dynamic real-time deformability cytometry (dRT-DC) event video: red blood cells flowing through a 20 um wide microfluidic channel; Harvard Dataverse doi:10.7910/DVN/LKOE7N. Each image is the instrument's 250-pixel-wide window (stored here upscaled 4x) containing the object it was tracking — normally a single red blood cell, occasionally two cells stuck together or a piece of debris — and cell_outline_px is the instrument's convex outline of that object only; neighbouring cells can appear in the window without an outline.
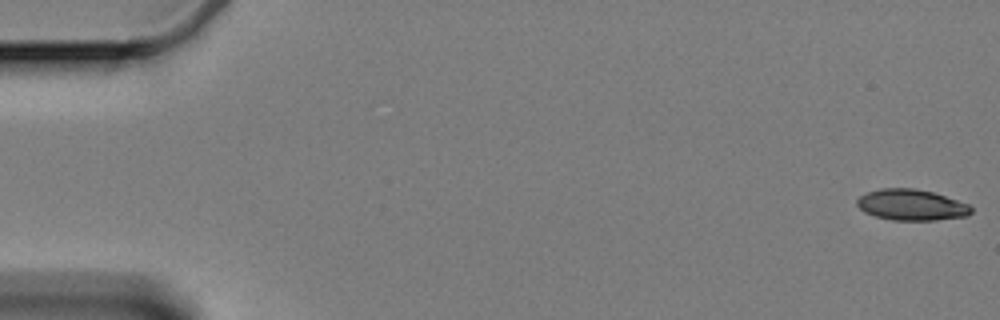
{"species": "Egyptian fruit bat (a non-hibernating species)", "species_latin": "Rousettus aegyptiacus", "temperature_condition": "cold", "stored_images_in_passage": 60, "camera_frame_rate_fps": 3000, "um_per_image_px": 0.085, "animal": {"sex": "female"}, "frame": {"image": 1, "passage_image": 1, "time_ms": 0.0, "image_size_px": [1000, 320], "cell_outline_px": [[972, 212], [968, 216], [936, 220], [892, 220], [876, 216], [864, 212], [856, 204], [856, 200], [860, 196], [868, 192], [880, 188], [916, 188], [932, 192], [968, 204], [972, 208]], "centroid_in_image_um": [77.46, 17.42], "position_along_channel_um": 7.5, "area_um2": 20.58}}
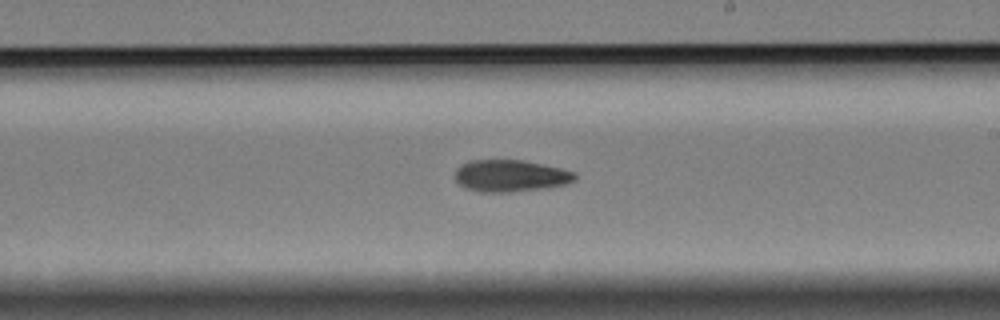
{"frame": {"image": 2, "passage_image": 35, "time_ms": 11.333, "image_size_px": [1000, 320], "cell_outline_px": [[576, 180], [568, 184], [544, 188], [508, 192], [480, 192], [464, 188], [456, 180], [456, 168], [460, 164], [472, 160], [520, 160], [560, 168], [576, 172]], "centroid_in_image_um": [43.39, 14.95], "position_along_channel_um": 245.6, "area_um2": 22.25}}
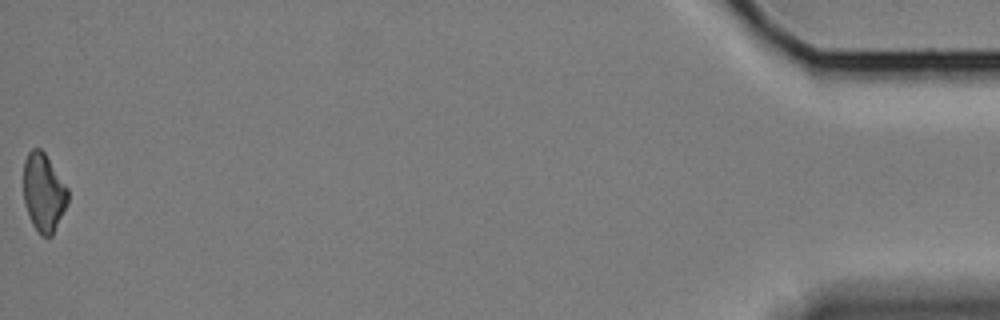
{"frame": {"image": 3, "passage_image": 60, "time_ms": 19.667, "image_size_px": [1000, 320], "cell_outline_px": [[68, 204], [52, 236], [40, 236], [32, 224], [24, 200], [24, 160], [28, 152], [32, 148], [40, 148], [44, 152], [68, 188]], "centroid_in_image_um": [3.72, 16.37], "position_along_channel_um": 431.5, "area_um2": 20.23}, "authors_computed_cell_mechanics": {"area_um2": 21.8484, "velocity_mm_per_s": 3.3524, "shape_relaxation_time_tau1_ms": 6.2309, "shape_relaxation_time_tau2_ms": null, "deformation_change_tau1": 0.1386, "deformation_change_tau2": null}}